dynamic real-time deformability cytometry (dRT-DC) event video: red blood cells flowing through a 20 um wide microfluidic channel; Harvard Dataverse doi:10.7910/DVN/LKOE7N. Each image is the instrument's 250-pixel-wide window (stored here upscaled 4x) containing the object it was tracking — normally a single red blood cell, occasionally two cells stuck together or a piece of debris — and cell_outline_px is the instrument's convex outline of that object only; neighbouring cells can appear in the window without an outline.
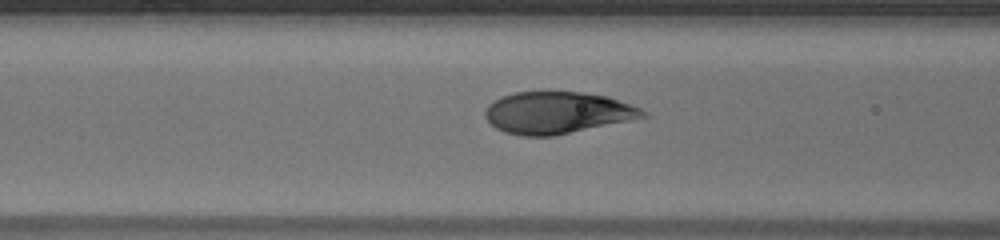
{"species": "human", "species_latin": "Homo sapiens", "temperature_condition": "warm", "stored_images_in_passage": 31, "camera_frame_rate_fps": 3000, "um_per_image_px": 0.085, "donor": {"sex": "male"}, "frame": {"image": 1, "passage_image": 6, "time_ms": 1.667, "image_size_px": [1000, 240], "cell_outline_px": [[652, 116], [552, 136], [520, 136], [504, 132], [496, 128], [484, 116], [484, 112], [488, 104], [504, 96], [516, 92], [580, 92], [608, 96], [640, 108], [648, 112]], "centroid_in_image_um": [47.4, 9.59], "position_along_channel_um": 119.2, "area_um2": 38.44}}
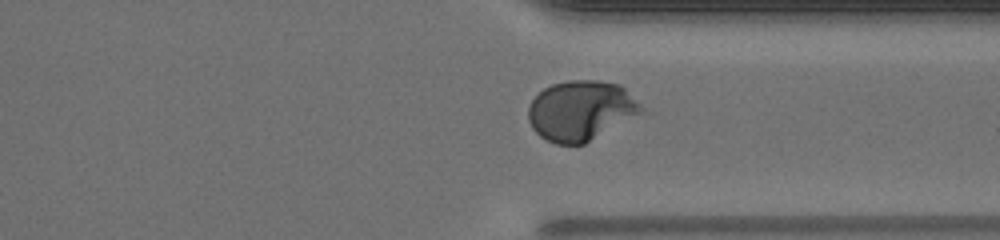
{"frame": {"image": 2, "passage_image": 24, "time_ms": 7.667, "image_size_px": [1000, 240], "cell_outline_px": [[652, 112], [584, 144], [556, 144], [540, 136], [532, 128], [528, 120], [528, 108], [532, 100], [544, 88], [552, 84], [568, 80], [596, 80], [620, 84]], "centroid_in_image_um": [49.52, 9.41], "position_along_channel_um": 361.9, "area_um2": 40.75}}
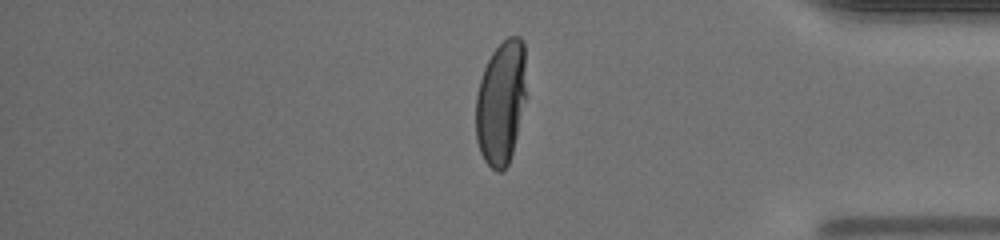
{"frame": {"image": 3, "passage_image": 28, "time_ms": 9.0, "image_size_px": [1000, 240], "cell_outline_px": [[524, 100], [516, 136], [512, 152], [508, 164], [500, 172], [496, 172], [484, 160], [480, 152], [476, 140], [476, 96], [480, 80], [484, 68], [492, 52], [508, 36], [520, 36], [524, 44]], "centroid_in_image_um": [42.55, 8.72], "position_along_channel_um": 392.7, "area_um2": 35.84}}